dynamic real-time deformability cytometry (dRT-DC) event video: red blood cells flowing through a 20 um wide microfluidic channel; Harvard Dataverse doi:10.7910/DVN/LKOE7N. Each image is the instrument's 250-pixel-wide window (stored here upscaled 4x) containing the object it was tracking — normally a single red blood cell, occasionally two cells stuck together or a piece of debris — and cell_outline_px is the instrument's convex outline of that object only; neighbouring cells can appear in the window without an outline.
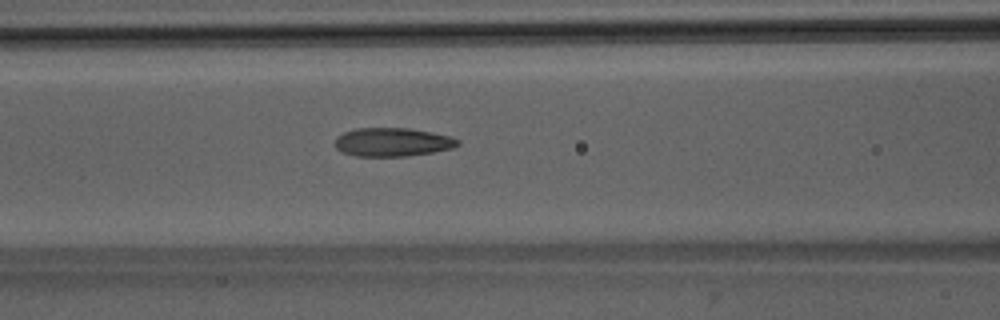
{"species": "Egyptian fruit bat (a non-hibernating species)", "species_latin": "Rousettus aegyptiacus", "temperature_condition": "room temperature", "stored_images_in_passage": 39, "camera_frame_rate_fps": 3000, "um_per_image_px": 0.085, "animal": {"sex": "male"}, "frame": {"image": 1, "passage_image": 10, "time_ms": 3.0, "image_size_px": [1000, 320], "cell_outline_px": [[460, 144], [452, 148], [432, 152], [408, 156], [356, 156], [344, 152], [336, 148], [336, 136], [344, 132], [356, 128], [408, 128], [448, 136], [460, 140]], "centroid_in_image_um": [33.35, 12.08], "position_along_channel_um": 133.3, "area_um2": 20.23}}
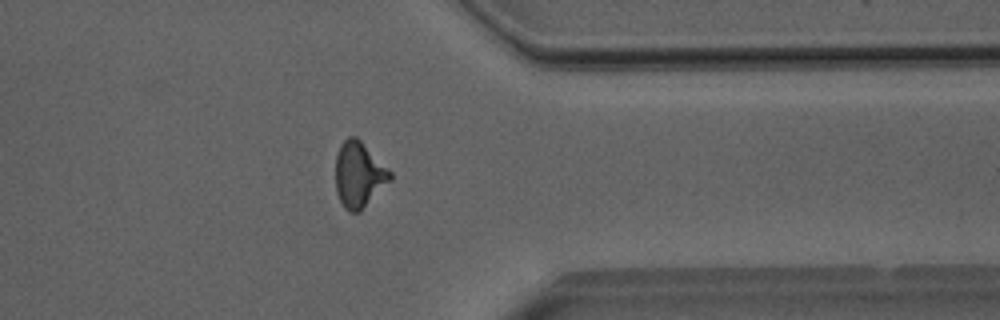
{"frame": {"image": 2, "passage_image": 29, "time_ms": 9.333, "image_size_px": [1000, 320], "cell_outline_px": [[392, 180], [360, 212], [348, 212], [344, 208], [336, 192], [336, 156], [340, 144], [348, 136], [356, 136], [392, 172]], "centroid_in_image_um": [30.51, 14.86], "position_along_channel_um": 380.9, "area_um2": 20.98}}
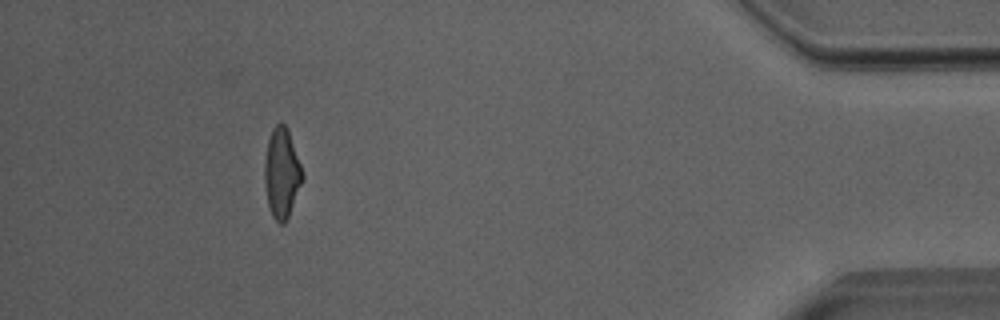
{"frame": {"image": 3, "passage_image": 35, "time_ms": 11.333, "image_size_px": [1000, 320], "cell_outline_px": [[304, 176], [288, 216], [284, 224], [280, 224], [272, 216], [268, 204], [264, 184], [264, 164], [268, 140], [272, 128], [276, 124], [284, 124], [288, 128]], "centroid_in_image_um": [23.93, 14.7], "position_along_channel_um": 411.3, "area_um2": 19.59}, "authors_computed_cell_mechanics": {"area_um2": 19.941, "velocity_mm_per_s": 4.0342, "shape_relaxation_time_tau1_ms": 6.1356, "shape_relaxation_time_tau2_ms": 1.6716, "deformation_change_tau1": 0.2114, "deformation_change_tau2": 0.1038}}